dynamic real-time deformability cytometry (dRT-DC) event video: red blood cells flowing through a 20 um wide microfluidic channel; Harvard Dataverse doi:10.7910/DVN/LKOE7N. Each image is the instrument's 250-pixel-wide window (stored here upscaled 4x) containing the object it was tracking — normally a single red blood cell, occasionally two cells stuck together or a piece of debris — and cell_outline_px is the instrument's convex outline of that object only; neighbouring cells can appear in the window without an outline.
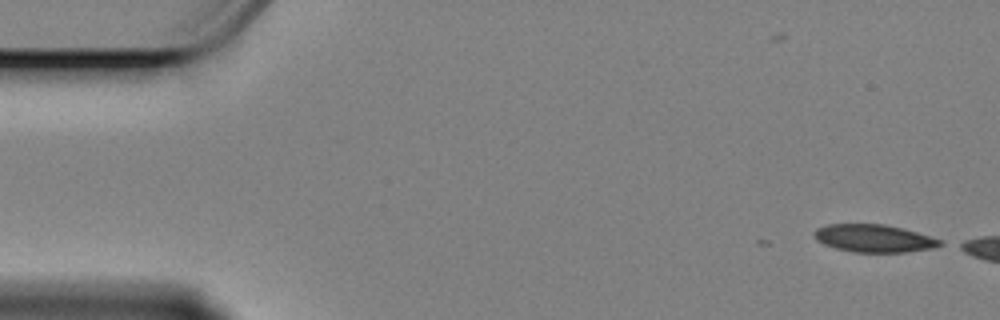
{"species": "Egyptian fruit bat (a non-hibernating species)", "species_latin": "Rousettus aegyptiacus", "temperature_condition": "cold", "stored_images_in_passage": 12, "camera_frame_rate_fps": 3000, "um_per_image_px": 0.085, "animal": {"sex": "female"}, "frame": {"image": 1, "passage_image": 1, "time_ms": 0.0, "image_size_px": [1000, 320], "cell_outline_px": [[944, 244], [932, 248], [904, 252], [852, 252], [836, 248], [824, 244], [816, 240], [812, 232], [816, 228], [828, 224], [884, 224], [916, 232], [944, 240]], "centroid_in_image_um": [74.27, 20.26], "position_along_channel_um": 10.7, "area_um2": 20.29}}